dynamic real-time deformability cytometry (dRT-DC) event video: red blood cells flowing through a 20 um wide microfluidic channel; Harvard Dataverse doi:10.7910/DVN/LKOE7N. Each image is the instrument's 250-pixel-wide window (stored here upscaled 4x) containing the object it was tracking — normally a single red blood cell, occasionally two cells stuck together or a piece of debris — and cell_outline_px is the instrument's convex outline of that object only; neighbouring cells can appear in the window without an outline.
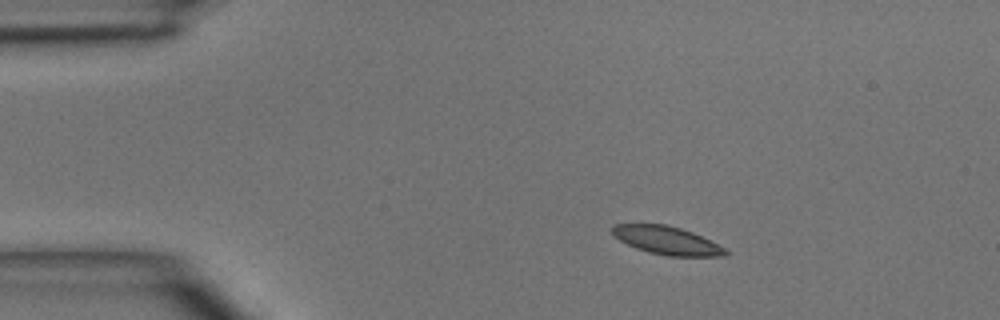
{"species": "common noctule bat (a hibernating species)", "species_latin": "Nyctalus noctula", "temperature_condition": "room temperature", "stored_images_in_passage": 4, "camera_frame_rate_fps": 3000, "um_per_image_px": 0.085, "animal": {"sex": "male", "body_mass_g": 15.6}, "frame": {"image": 1, "passage_image": 2, "time_ms": 1.333, "image_size_px": [1000, 320], "cell_outline_px": [[728, 256], [668, 256], [648, 252], [636, 248], [620, 240], [612, 232], [612, 224], [664, 224], [680, 228], [692, 232], [724, 248], [728, 252]], "centroid_in_image_um": [56.67, 20.44], "position_along_channel_um": 28.3, "area_um2": 18.26}}
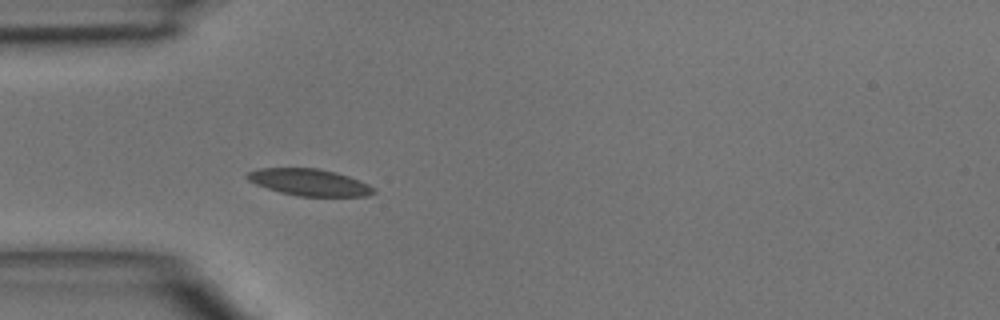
{"frame": {"image": 2, "passage_image": 4, "time_ms": 3.333, "image_size_px": [1000, 320], "cell_outline_px": [[376, 192], [368, 196], [300, 196], [280, 192], [256, 184], [248, 180], [244, 176], [248, 172], [256, 168], [320, 168], [336, 172], [348, 176], [368, 184]], "centroid_in_image_um": [26.26, 15.48], "position_along_channel_um": 58.7, "area_um2": 19.65}}